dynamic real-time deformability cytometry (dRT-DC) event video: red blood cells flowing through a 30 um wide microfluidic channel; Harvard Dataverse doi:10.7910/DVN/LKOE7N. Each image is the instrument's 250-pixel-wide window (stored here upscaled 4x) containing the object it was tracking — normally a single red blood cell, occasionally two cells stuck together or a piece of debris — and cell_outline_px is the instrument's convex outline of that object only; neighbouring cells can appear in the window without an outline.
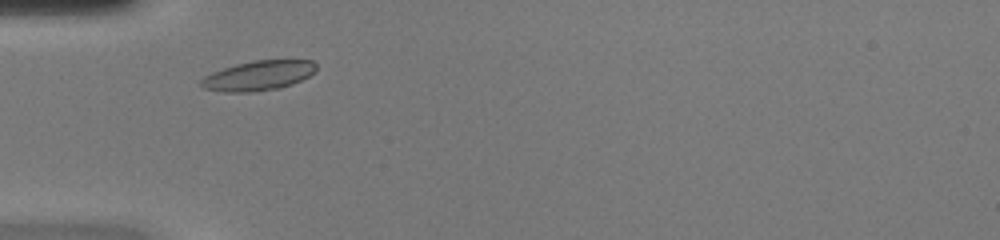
{"species": "common noctule bat (a hibernating species)", "species_latin": "Nyctalus noctula", "temperature_condition": "warm", "stored_images_in_passage": 37, "camera_frame_rate_fps": 3000, "um_per_image_px": 0.085, "animal": {"sex": "female", "body_mass_g": 20.0, "forearm_length_mm": 54.0}, "frame": {"image": 1, "passage_image": 4, "time_ms": 1.0, "image_size_px": [1000, 240], "cell_outline_px": [[316, 72], [292, 84], [280, 88], [252, 92], [220, 92], [204, 88], [200, 84], [200, 80], [204, 76], [212, 72], [236, 64], [252, 60], [312, 60], [316, 64]], "centroid_in_image_um": [21.95, 6.43], "position_along_channel_um": 63.0, "area_um2": 20.06}}
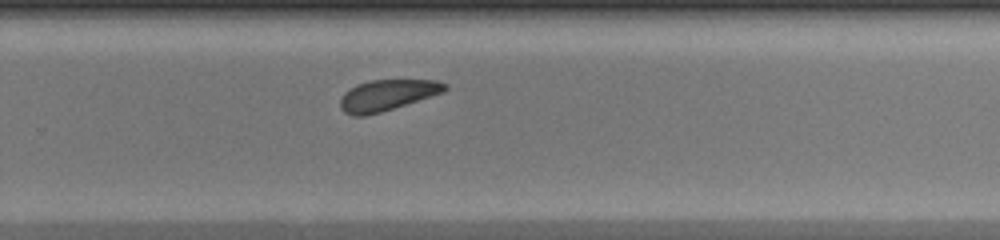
{"frame": {"image": 2, "passage_image": 21, "time_ms": 6.667, "image_size_px": [1000, 240], "cell_outline_px": [[448, 88], [444, 92], [380, 112], [364, 116], [352, 116], [344, 112], [340, 108], [340, 96], [344, 92], [356, 84], [372, 80], [436, 80], [448, 84]], "centroid_in_image_um": [32.88, 8.08], "position_along_channel_um": 296.9, "area_um2": 18.84}}
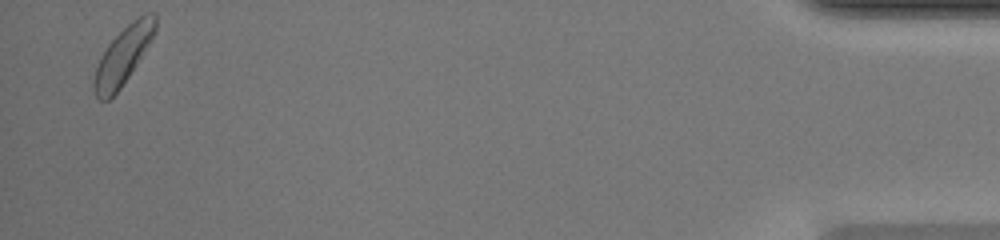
{"frame": {"image": 3, "passage_image": 36, "time_ms": 11.667, "image_size_px": [1000, 240], "cell_outline_px": [[156, 32], [136, 64], [120, 88], [108, 100], [100, 100], [96, 96], [92, 88], [92, 80], [96, 68], [108, 44], [132, 20], [144, 12], [156, 12]], "centroid_in_image_um": [10.47, 4.7], "position_along_channel_um": 424.7, "area_um2": 20.17}, "authors_computed_cell_mechanics": {"area_um2": 19.7676, "velocity_mm_per_s": 4.1889, "shape_relaxation_time_tau1_ms": 1.0278, "shape_relaxation_time_tau2_ms": 7.3637, "deformation_change_tau1": 0.0527, "deformation_change_tau2": 0.1862}}